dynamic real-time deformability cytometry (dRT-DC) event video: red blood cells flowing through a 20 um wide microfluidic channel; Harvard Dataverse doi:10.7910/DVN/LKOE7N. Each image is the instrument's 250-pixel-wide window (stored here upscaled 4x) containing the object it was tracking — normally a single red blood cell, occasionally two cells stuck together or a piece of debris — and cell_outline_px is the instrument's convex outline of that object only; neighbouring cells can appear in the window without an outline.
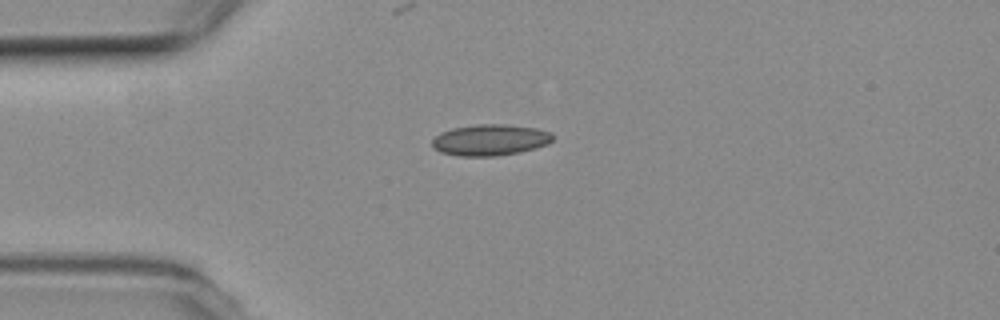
{"species": "common noctule bat (a hibernating species)", "species_latin": "Nyctalus noctula", "temperature_condition": "room temperature", "stored_images_in_passage": 41, "camera_frame_rate_fps": 3000, "um_per_image_px": 0.085, "animal": {"sex": "female", "body_mass_g": 19.3, "forearm_length_mm": 54.1}, "frame": {"image": 1, "passage_image": 1, "time_ms": 0.0, "image_size_px": [1000, 320], "cell_outline_px": [[556, 136], [548, 144], [536, 148], [520, 152], [496, 156], [456, 156], [440, 152], [432, 148], [432, 140], [440, 132], [452, 128], [476, 124], [504, 124], [536, 128], [552, 132]], "centroid_in_image_um": [41.67, 11.9], "position_along_channel_um": 43.3, "area_um2": 22.25}}
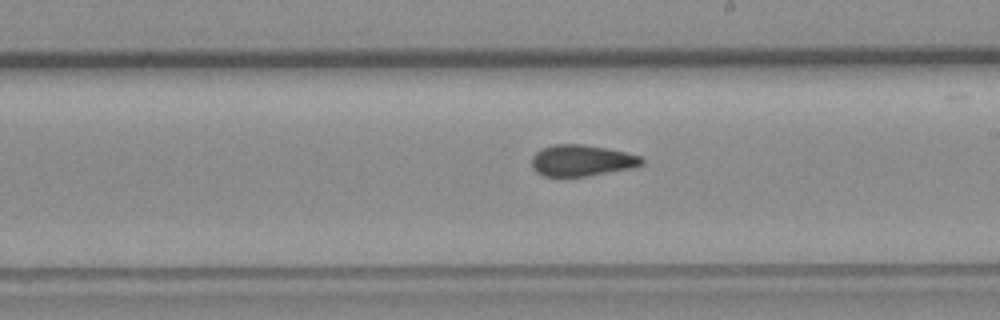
{"frame": {"image": 2, "passage_image": 18, "time_ms": 5.667, "image_size_px": [1000, 320], "cell_outline_px": [[644, 164], [632, 168], [584, 176], [544, 176], [536, 172], [532, 168], [532, 156], [540, 148], [552, 144], [584, 144], [608, 148], [628, 152], [640, 156], [644, 160]], "centroid_in_image_um": [49.44, 13.62], "position_along_channel_um": 239.6, "area_um2": 20.23}}
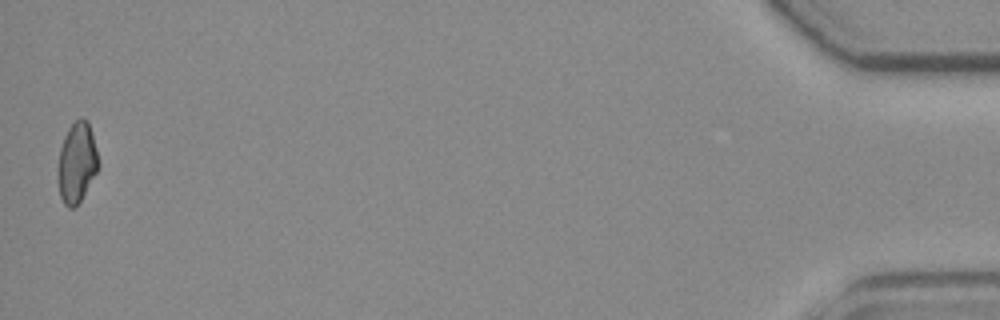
{"frame": {"image": 3, "passage_image": 41, "time_ms": 13.333, "image_size_px": [1000, 320], "cell_outline_px": [[100, 164], [96, 172], [80, 200], [72, 208], [68, 208], [64, 204], [60, 196], [60, 148], [64, 136], [68, 128], [76, 120], [88, 120], [100, 160]], "centroid_in_image_um": [6.57, 13.79], "position_along_channel_um": 428.6, "area_um2": 18.26}, "authors_computed_cell_mechanics": {"area_um2": 20.1144, "velocity_mm_per_s": 3.7989, "shape_relaxation_time_tau1_ms": null, "shape_relaxation_time_tau2_ms": 1.8768, "deformation_change_tau1": null, "deformation_change_tau2": 0.0753}}